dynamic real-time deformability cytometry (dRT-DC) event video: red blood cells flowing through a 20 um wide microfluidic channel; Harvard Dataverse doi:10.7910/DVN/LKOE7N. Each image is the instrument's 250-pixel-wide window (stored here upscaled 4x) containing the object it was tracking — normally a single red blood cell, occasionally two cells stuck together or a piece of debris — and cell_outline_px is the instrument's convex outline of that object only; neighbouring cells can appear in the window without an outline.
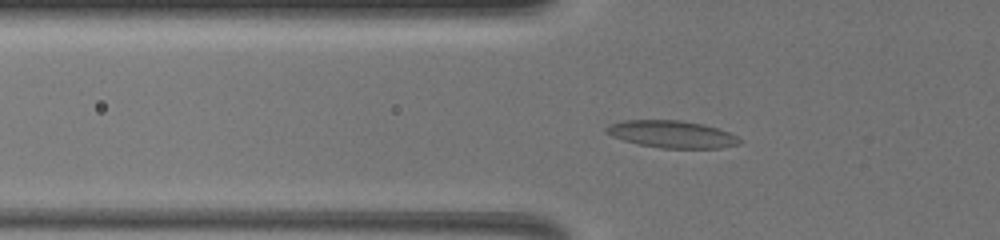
{"species": "common noctule bat (a hibernating species)", "species_latin": "Nyctalus noctula", "temperature_condition": "warm", "stored_images_in_passage": 15, "camera_frame_rate_fps": 3000, "um_per_image_px": 0.085, "animal": {"sex": "female", "body_mass_g": 19.5, "forearm_length_mm": 54.1}, "frame": {"image": 1, "passage_image": 13, "time_ms": 5.0, "image_size_px": [1000, 240], "cell_outline_px": [[744, 140], [740, 144], [720, 148], [660, 148], [640, 144], [624, 140], [612, 136], [604, 132], [604, 128], [608, 124], [624, 120], [680, 120], [704, 124], [728, 132]], "centroid_in_image_um": [57.1, 11.4], "position_along_channel_um": 68.7, "area_um2": 21.21}}